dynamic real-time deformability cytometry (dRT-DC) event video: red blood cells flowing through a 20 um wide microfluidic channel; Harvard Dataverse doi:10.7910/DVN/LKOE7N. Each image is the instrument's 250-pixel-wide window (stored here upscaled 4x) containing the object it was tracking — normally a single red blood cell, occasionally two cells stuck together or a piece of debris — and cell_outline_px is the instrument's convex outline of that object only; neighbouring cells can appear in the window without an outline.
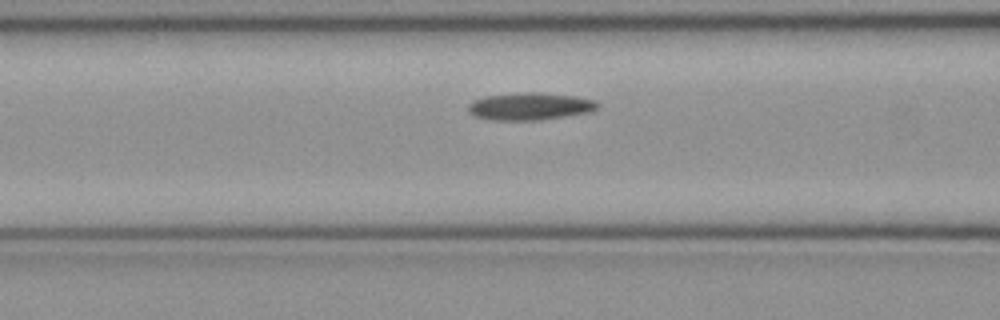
{"species": "common noctule bat (a hibernating species)", "species_latin": "Nyctalus noctula", "temperature_condition": "cold", "stored_images_in_passage": 43, "camera_frame_rate_fps": 3000, "um_per_image_px": 0.085, "animal": {"sex": "female", "body_mass_g": 21.9}, "frame": {"image": 1, "passage_image": 12, "time_ms": 3.667, "image_size_px": [1000, 320], "cell_outline_px": [[600, 108], [588, 112], [540, 120], [492, 120], [476, 116], [468, 112], [468, 104], [472, 100], [484, 96], [524, 92], [540, 92], [572, 96], [596, 100], [600, 104]], "centroid_in_image_um": [45.03, 9.03], "position_along_channel_um": 121.6, "area_um2": 20.69}}
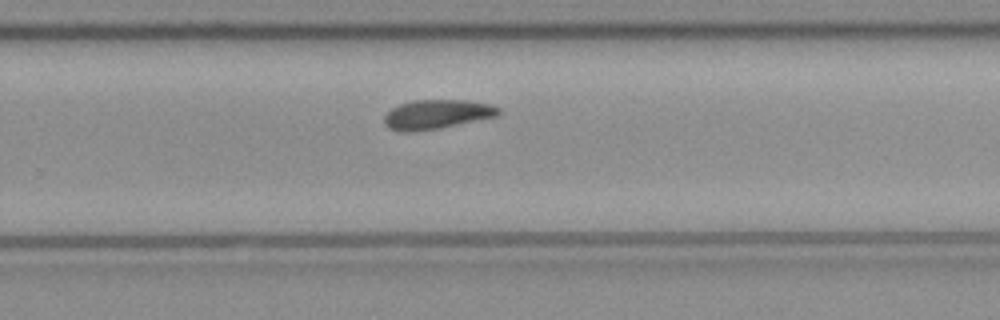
{"frame": {"image": 2, "passage_image": 25, "time_ms": 8.0, "image_size_px": [1000, 320], "cell_outline_px": [[500, 116], [416, 132], [400, 132], [388, 128], [384, 124], [384, 116], [392, 108], [400, 104], [416, 100], [468, 100], [488, 104], [500, 108]], "centroid_in_image_um": [37.12, 9.73], "position_along_channel_um": 292.7, "area_um2": 19.54}}
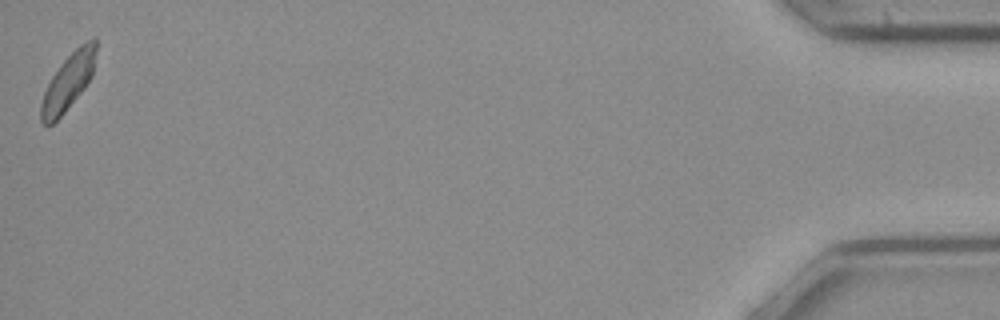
{"frame": {"image": 3, "passage_image": 43, "time_ms": 14.0, "image_size_px": [1000, 320], "cell_outline_px": [[96, 52], [92, 76], [84, 88], [64, 112], [52, 124], [44, 124], [40, 120], [40, 104], [44, 92], [52, 76], [60, 64], [80, 44], [88, 40], [96, 40]], "centroid_in_image_um": [5.78, 6.96], "position_along_channel_um": 429.4, "area_um2": 17.69}, "authors_computed_cell_mechanics": {"area_um2": 19.5364, "velocity_mm_per_s": 3.9575, "shape_relaxation_time_tau1_ms": 10.7482, "shape_relaxation_time_tau2_ms": null, "deformation_change_tau1": 0.1766, "deformation_change_tau2": null}}